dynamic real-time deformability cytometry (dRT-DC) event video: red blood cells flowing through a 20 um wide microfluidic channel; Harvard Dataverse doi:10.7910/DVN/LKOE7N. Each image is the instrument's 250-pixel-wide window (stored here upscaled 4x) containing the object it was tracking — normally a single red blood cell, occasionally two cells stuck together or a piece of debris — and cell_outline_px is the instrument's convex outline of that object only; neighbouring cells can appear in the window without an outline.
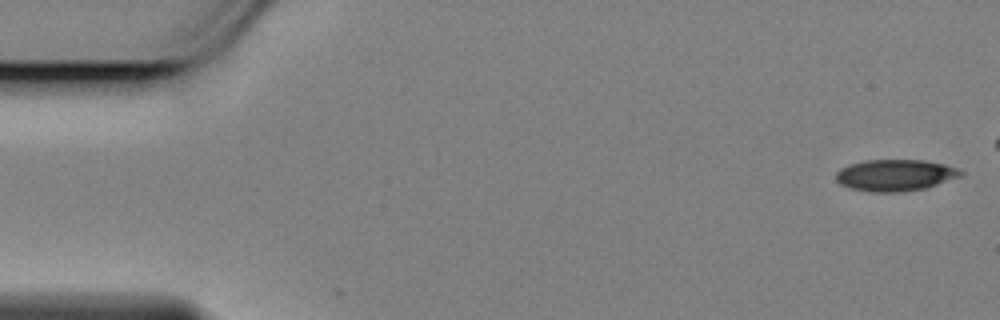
{"species": "Egyptian fruit bat (a non-hibernating species)", "species_latin": "Rousettus aegyptiacus", "temperature_condition": "cold", "stored_images_in_passage": 50, "camera_frame_rate_fps": 3000, "um_per_image_px": 0.085, "animal": {"sex": "female"}, "frame": {"image": 1, "passage_image": 1, "time_ms": 0.0, "image_size_px": [1000, 320], "cell_outline_px": [[964, 172], [960, 176], [924, 188], [900, 192], [872, 192], [852, 188], [840, 184], [836, 180], [836, 172], [840, 168], [852, 164], [868, 160], [920, 160], [944, 164], [956, 168]], "centroid_in_image_um": [76.06, 14.89], "position_along_channel_um": 8.9, "area_um2": 22.54}}
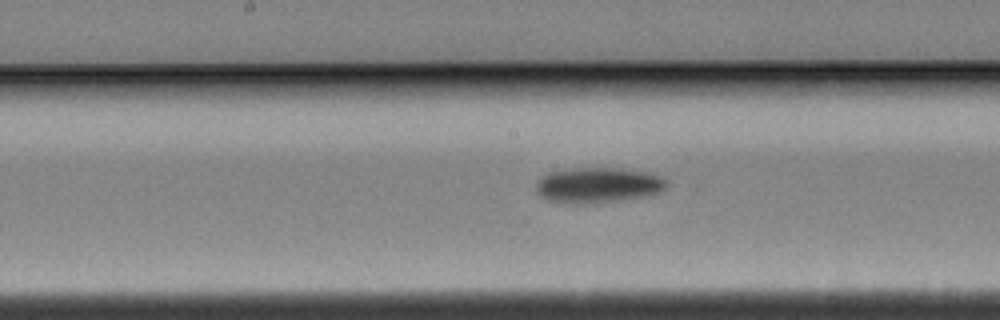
{"frame": {"image": 2, "passage_image": 28, "time_ms": 9.0, "image_size_px": [1000, 320], "cell_outline_px": [[668, 184], [660, 192], [652, 196], [620, 200], [584, 204], [568, 204], [548, 200], [540, 196], [536, 192], [536, 184], [548, 172], [576, 168], [620, 168], [644, 172], [660, 176], [668, 180]], "centroid_in_image_um": [50.85, 15.75], "position_along_channel_um": 197.3, "area_um2": 27.11}}
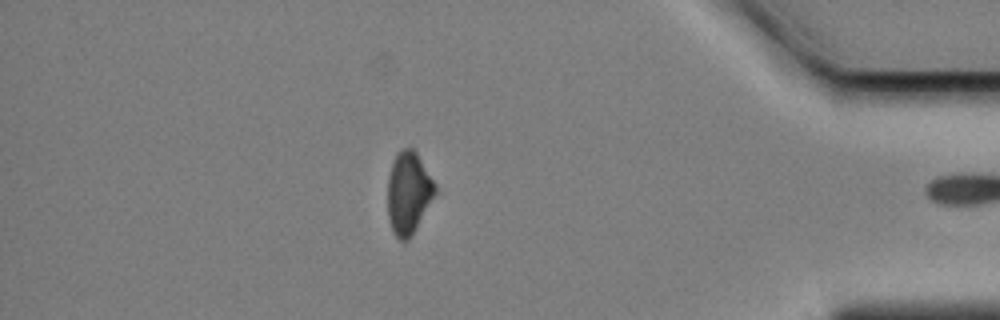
{"frame": {"image": 3, "passage_image": 49, "time_ms": 16.0, "image_size_px": [1000, 320], "cell_outline_px": [[436, 192], [408, 240], [400, 240], [392, 232], [388, 220], [388, 176], [392, 160], [396, 152], [400, 148], [412, 148], [416, 152], [436, 184]], "centroid_in_image_um": [34.69, 16.35], "position_along_channel_um": 400.5, "area_um2": 22.6}}